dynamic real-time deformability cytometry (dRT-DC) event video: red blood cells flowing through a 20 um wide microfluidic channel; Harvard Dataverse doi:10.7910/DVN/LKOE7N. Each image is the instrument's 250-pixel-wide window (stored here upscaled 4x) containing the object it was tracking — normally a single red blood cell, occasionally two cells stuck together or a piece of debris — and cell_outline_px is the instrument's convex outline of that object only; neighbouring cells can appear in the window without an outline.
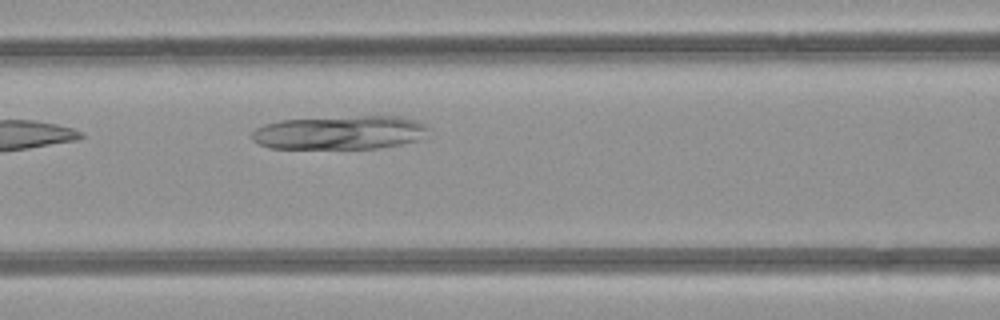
{"species": "common noctule bat (a hibernating species)", "species_latin": "Nyctalus noctula", "temperature_condition": "room temperature", "stored_images_in_passage": 3, "camera_frame_rate_fps": 3000, "um_per_image_px": 0.085, "animal": {"sex": "female", "body_mass_g": 21.9}, "frame": {"image": 1, "passage_image": 3, "time_ms": 2.333, "image_size_px": [1000, 320], "cell_outline_px": [[428, 128], [416, 140], [400, 144], [376, 148], [268, 148], [260, 144], [252, 136], [252, 132], [256, 128], [264, 124], [280, 120], [356, 116], [400, 116], [416, 120], [424, 124]], "centroid_in_image_um": [28.85, 11.26], "position_along_channel_um": 137.8, "area_um2": 34.22}}